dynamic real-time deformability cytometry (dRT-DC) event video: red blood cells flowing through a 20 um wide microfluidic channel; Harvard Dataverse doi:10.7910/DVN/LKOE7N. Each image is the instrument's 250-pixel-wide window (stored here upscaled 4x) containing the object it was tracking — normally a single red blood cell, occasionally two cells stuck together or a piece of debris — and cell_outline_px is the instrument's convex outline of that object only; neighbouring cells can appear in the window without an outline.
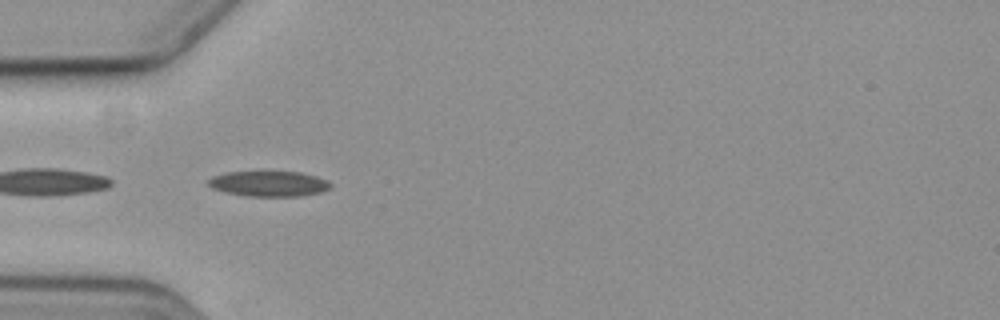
{"species": "common noctule bat (a hibernating species)", "species_latin": "Nyctalus noctula", "temperature_condition": "cold", "stored_images_in_passage": 6, "camera_frame_rate_fps": 3000, "um_per_image_px": 0.085, "animal": {"sex": "female", "body_mass_g": 19.3, "forearm_length_mm": 54.1}, "frame": {"image": 1, "passage_image": 5, "time_ms": 5.0, "image_size_px": [1000, 320], "cell_outline_px": [[332, 188], [320, 192], [300, 196], [244, 196], [212, 188], [208, 184], [208, 180], [212, 176], [228, 172], [300, 172], [316, 176], [328, 180], [332, 184]], "centroid_in_image_um": [22.89, 15.62], "position_along_channel_um": 62.1, "area_um2": 18.03}}